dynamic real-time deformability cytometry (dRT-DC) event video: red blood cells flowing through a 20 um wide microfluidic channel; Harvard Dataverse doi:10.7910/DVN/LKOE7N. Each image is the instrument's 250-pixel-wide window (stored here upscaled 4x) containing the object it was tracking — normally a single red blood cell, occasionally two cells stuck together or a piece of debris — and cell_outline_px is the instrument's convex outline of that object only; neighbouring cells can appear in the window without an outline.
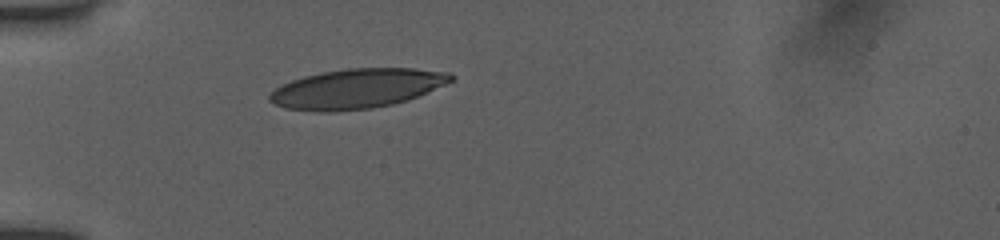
{"species": "human", "species_latin": "Homo sapiens", "temperature_condition": "room temperature", "stored_images_in_passage": 11, "camera_frame_rate_fps": 3000, "um_per_image_px": 0.085, "donor": {"sex": "female"}, "frame": {"image": 1, "passage_image": 1, "time_ms": 0.0, "image_size_px": [1000, 240], "cell_outline_px": [[456, 76], [452, 80], [444, 84], [416, 96], [392, 104], [372, 108], [332, 112], [320, 112], [284, 108], [268, 100], [268, 96], [280, 84], [304, 76], [324, 72], [348, 68], [412, 68], [452, 72]], "centroid_in_image_um": [30.3, 7.53], "position_along_channel_um": 54.7, "area_um2": 41.67}}
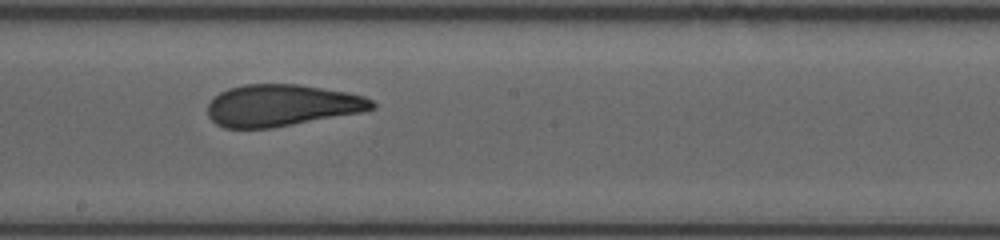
{"frame": {"image": 2, "passage_image": 7, "time_ms": 4.667, "image_size_px": [1000, 240], "cell_outline_px": [[376, 108], [360, 112], [272, 128], [224, 128], [216, 124], [208, 116], [208, 104], [220, 92], [228, 88], [244, 84], [300, 84], [348, 92], [364, 96], [372, 100], [376, 104]], "centroid_in_image_um": [23.95, 8.95], "position_along_channel_um": 224.3, "area_um2": 40.0}}
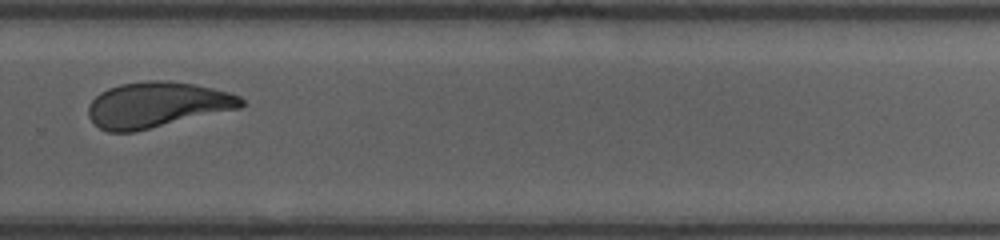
{"frame": {"image": 3, "passage_image": 10, "time_ms": 7.0, "image_size_px": [1000, 240], "cell_outline_px": [[244, 104], [240, 108], [136, 132], [108, 132], [100, 128], [88, 116], [88, 104], [100, 92], [108, 88], [120, 84], [144, 80], [164, 80], [192, 84], [212, 88], [228, 92], [240, 96], [244, 100]], "centroid_in_image_um": [13.33, 8.91], "position_along_channel_um": 316.5, "area_um2": 40.69}}